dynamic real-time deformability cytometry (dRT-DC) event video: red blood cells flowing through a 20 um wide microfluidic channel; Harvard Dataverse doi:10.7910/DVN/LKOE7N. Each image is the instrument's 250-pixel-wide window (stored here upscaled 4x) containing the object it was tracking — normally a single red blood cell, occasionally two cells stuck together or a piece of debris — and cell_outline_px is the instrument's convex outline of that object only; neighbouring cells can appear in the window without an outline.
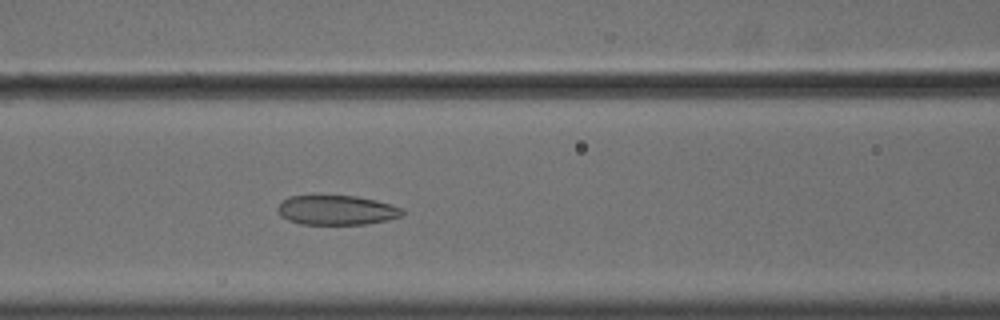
{"species": "common noctule bat (a hibernating species)", "species_latin": "Nyctalus noctula", "temperature_condition": "cold", "stored_images_in_passage": 56, "camera_frame_rate_fps": 3000, "um_per_image_px": 0.085, "animal": {"sex": "male", "body_mass_g": 18.8}, "frame": {"image": 1, "passage_image": 25, "time_ms": 8.0, "image_size_px": [1000, 320], "cell_outline_px": [[404, 212], [400, 216], [388, 220], [364, 224], [300, 224], [288, 220], [280, 216], [276, 208], [288, 196], [356, 196], [376, 200], [392, 204], [404, 208]], "centroid_in_image_um": [28.62, 17.86], "position_along_channel_um": 138.0, "area_um2": 21.5}}
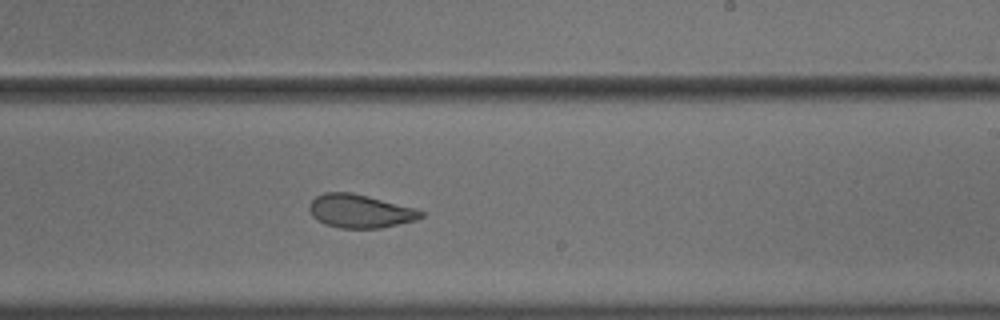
{"frame": {"image": 2, "passage_image": 35, "time_ms": 11.333, "image_size_px": [1000, 320], "cell_outline_px": [[424, 216], [416, 220], [380, 228], [340, 228], [324, 224], [316, 220], [312, 216], [308, 208], [312, 200], [316, 196], [324, 192], [352, 192], [416, 208], [424, 212]], "centroid_in_image_um": [30.59, 17.94], "position_along_channel_um": 258.4, "area_um2": 21.85}}
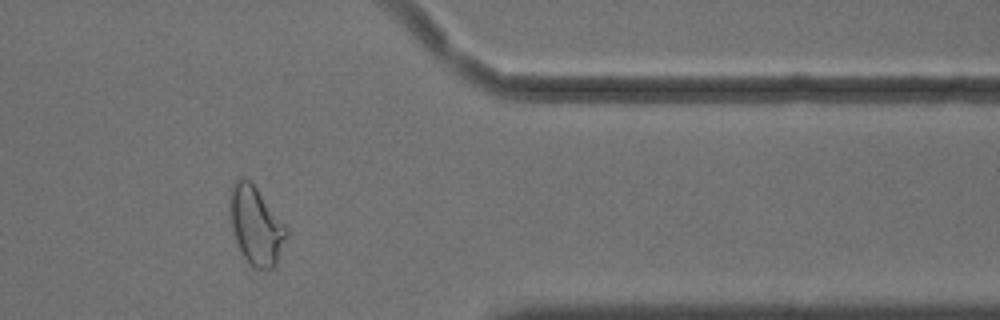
{"frame": {"image": 3, "passage_image": 47, "time_ms": 15.333, "image_size_px": [1000, 320], "cell_outline_px": [[288, 232], [276, 264], [272, 268], [252, 268], [248, 264], [236, 244], [228, 212], [228, 196], [232, 184], [240, 176], [244, 176], [256, 188], [288, 228]], "centroid_in_image_um": [21.7, 19.15], "position_along_channel_um": 389.7, "area_um2": 25.95}, "authors_computed_cell_mechanics": {"area_um2": 25.8944, "velocity_mm_per_s": 3.611, "shape_relaxation_time_tau1_ms": null, "shape_relaxation_time_tau2_ms": 1.7478, "deformation_change_tau1": null, "deformation_change_tau2": 0.0808}}